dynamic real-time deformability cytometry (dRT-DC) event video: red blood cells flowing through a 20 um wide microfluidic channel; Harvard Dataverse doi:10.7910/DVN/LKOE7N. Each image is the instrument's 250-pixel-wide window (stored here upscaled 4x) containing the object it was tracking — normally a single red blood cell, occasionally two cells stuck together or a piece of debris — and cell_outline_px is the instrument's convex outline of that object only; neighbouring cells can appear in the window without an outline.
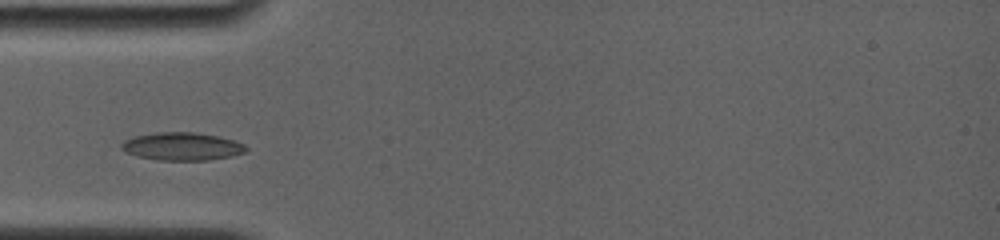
{"species": "common noctule bat (a hibernating species)", "species_latin": "Nyctalus noctula", "temperature_condition": "room temperature", "stored_images_in_passage": 2, "camera_frame_rate_fps": 4000, "um_per_image_px": 0.085, "animal": {"sex": "female", "body_mass_g": 19.0, "forearm_length_mm": 56.7}, "frame": {"image": 1, "passage_image": 2, "time_ms": 1.25, "image_size_px": [1000, 240], "cell_outline_px": [[248, 148], [244, 152], [232, 156], [208, 160], [160, 160], [136, 156], [124, 152], [120, 148], [120, 144], [124, 140], [136, 136], [156, 132], [196, 132], [220, 136], [244, 144]], "centroid_in_image_um": [15.45, 12.44], "position_along_channel_um": 69.6, "area_um2": 20.35}}